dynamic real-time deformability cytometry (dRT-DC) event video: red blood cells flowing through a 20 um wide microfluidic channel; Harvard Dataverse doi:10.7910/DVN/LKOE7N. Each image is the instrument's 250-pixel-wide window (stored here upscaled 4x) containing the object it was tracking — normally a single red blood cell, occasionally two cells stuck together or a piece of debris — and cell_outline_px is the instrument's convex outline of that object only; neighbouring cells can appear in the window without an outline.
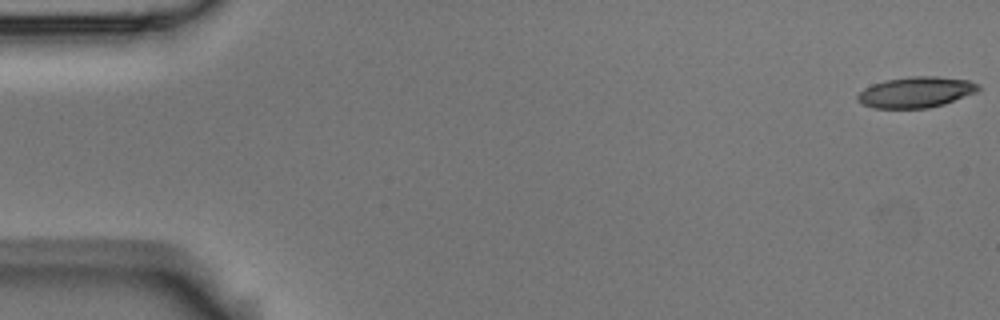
{"species": "Egyptian fruit bat (a non-hibernating species)", "species_latin": "Rousettus aegyptiacus", "temperature_condition": "room temperature", "stored_images_in_passage": 5, "camera_frame_rate_fps": 3000, "um_per_image_px": 0.085, "animal": {"sex": "male"}, "frame": {"image": 1, "passage_image": 1, "time_ms": 0.0, "image_size_px": [1000, 320], "cell_outline_px": [[980, 88], [976, 92], [944, 104], [928, 108], [872, 108], [856, 100], [856, 96], [864, 88], [872, 84], [884, 80], [912, 76], [936, 76], [968, 80], [980, 84]], "centroid_in_image_um": [77.84, 7.83], "position_along_channel_um": 7.2, "area_um2": 21.73}}
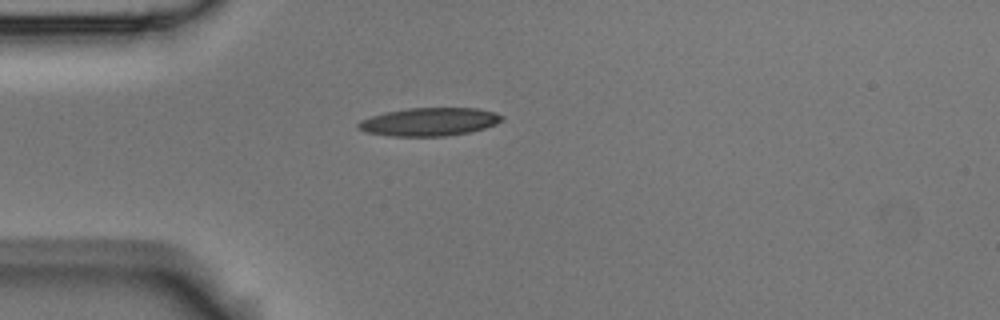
{"frame": {"image": 2, "passage_image": 4, "time_ms": 1.0, "image_size_px": [1000, 320], "cell_outline_px": [[504, 120], [496, 124], [484, 128], [468, 132], [444, 136], [388, 136], [364, 132], [356, 128], [356, 124], [360, 120], [384, 112], [408, 108], [476, 108], [496, 112], [504, 116]], "centroid_in_image_um": [36.47, 10.35], "position_along_channel_um": 48.5, "area_um2": 23.76}}